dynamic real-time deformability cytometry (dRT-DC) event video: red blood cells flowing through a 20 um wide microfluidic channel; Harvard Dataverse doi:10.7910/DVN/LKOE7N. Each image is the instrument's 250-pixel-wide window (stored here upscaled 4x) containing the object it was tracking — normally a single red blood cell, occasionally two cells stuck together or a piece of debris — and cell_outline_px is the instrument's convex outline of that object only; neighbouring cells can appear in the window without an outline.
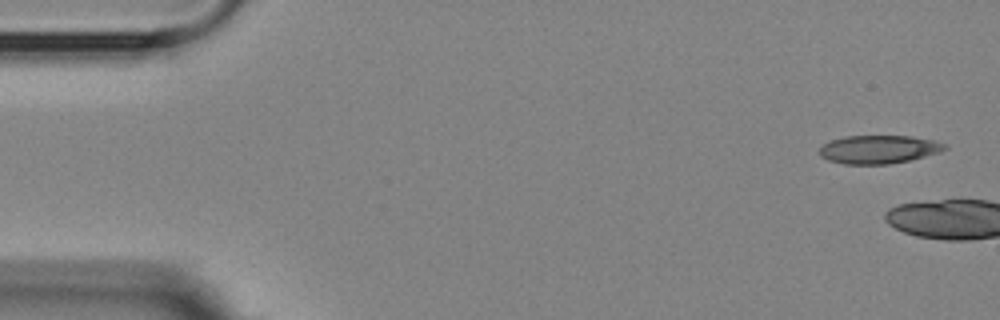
{"species": "Egyptian fruit bat (a non-hibernating species)", "species_latin": "Rousettus aegyptiacus", "temperature_condition": "room temperature", "stored_images_in_passage": 2, "camera_frame_rate_fps": 3000, "um_per_image_px": 0.085, "animal": {"sex": "female"}, "frame": {"image": 1, "passage_image": 1, "time_ms": 0.0, "image_size_px": [1000, 320], "cell_outline_px": [[948, 148], [940, 152], [908, 160], [888, 164], [844, 164], [828, 160], [820, 156], [820, 148], [824, 144], [832, 140], [844, 136], [912, 136], [932, 140], [944, 144]], "centroid_in_image_um": [74.67, 12.69], "position_along_channel_um": 10.3, "area_um2": 20.46}}